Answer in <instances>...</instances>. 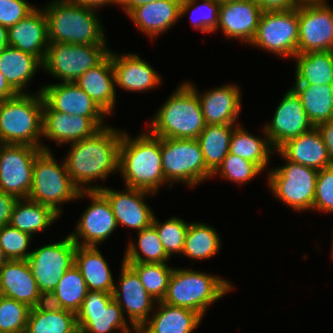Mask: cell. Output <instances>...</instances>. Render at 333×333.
Here are the masks:
<instances>
[{
    "instance_id": "obj_1",
    "label": "cell",
    "mask_w": 333,
    "mask_h": 333,
    "mask_svg": "<svg viewBox=\"0 0 333 333\" xmlns=\"http://www.w3.org/2000/svg\"><path fill=\"white\" fill-rule=\"evenodd\" d=\"M122 137L123 133L104 126L91 137L72 142L65 164L73 183L80 191L84 190L81 187L86 183L97 178L105 180L111 172L119 170Z\"/></svg>"
},
{
    "instance_id": "obj_2",
    "label": "cell",
    "mask_w": 333,
    "mask_h": 333,
    "mask_svg": "<svg viewBox=\"0 0 333 333\" xmlns=\"http://www.w3.org/2000/svg\"><path fill=\"white\" fill-rule=\"evenodd\" d=\"M133 140L123 132L118 169L127 188L154 193L165 182L161 158V138L143 133Z\"/></svg>"
},
{
    "instance_id": "obj_3",
    "label": "cell",
    "mask_w": 333,
    "mask_h": 333,
    "mask_svg": "<svg viewBox=\"0 0 333 333\" xmlns=\"http://www.w3.org/2000/svg\"><path fill=\"white\" fill-rule=\"evenodd\" d=\"M151 124L150 133L160 138L197 139L206 126L197 89L182 83Z\"/></svg>"
},
{
    "instance_id": "obj_4",
    "label": "cell",
    "mask_w": 333,
    "mask_h": 333,
    "mask_svg": "<svg viewBox=\"0 0 333 333\" xmlns=\"http://www.w3.org/2000/svg\"><path fill=\"white\" fill-rule=\"evenodd\" d=\"M93 10L71 0H56L49 4L44 10L49 43L106 44Z\"/></svg>"
},
{
    "instance_id": "obj_5",
    "label": "cell",
    "mask_w": 333,
    "mask_h": 333,
    "mask_svg": "<svg viewBox=\"0 0 333 333\" xmlns=\"http://www.w3.org/2000/svg\"><path fill=\"white\" fill-rule=\"evenodd\" d=\"M36 96L19 93L0 102V144L29 145L49 151L38 143L43 134L44 98L41 91Z\"/></svg>"
},
{
    "instance_id": "obj_6",
    "label": "cell",
    "mask_w": 333,
    "mask_h": 333,
    "mask_svg": "<svg viewBox=\"0 0 333 333\" xmlns=\"http://www.w3.org/2000/svg\"><path fill=\"white\" fill-rule=\"evenodd\" d=\"M232 289L224 279L201 272L174 269L162 302L197 312L203 317L206 308Z\"/></svg>"
},
{
    "instance_id": "obj_7",
    "label": "cell",
    "mask_w": 333,
    "mask_h": 333,
    "mask_svg": "<svg viewBox=\"0 0 333 333\" xmlns=\"http://www.w3.org/2000/svg\"><path fill=\"white\" fill-rule=\"evenodd\" d=\"M86 193L73 183L65 161L59 166L50 151L42 150L35 158L32 186L28 198L52 208L60 215L59 204Z\"/></svg>"
},
{
    "instance_id": "obj_8",
    "label": "cell",
    "mask_w": 333,
    "mask_h": 333,
    "mask_svg": "<svg viewBox=\"0 0 333 333\" xmlns=\"http://www.w3.org/2000/svg\"><path fill=\"white\" fill-rule=\"evenodd\" d=\"M161 158L167 182L176 180L193 186L213 176L197 139L161 138Z\"/></svg>"
},
{
    "instance_id": "obj_9",
    "label": "cell",
    "mask_w": 333,
    "mask_h": 333,
    "mask_svg": "<svg viewBox=\"0 0 333 333\" xmlns=\"http://www.w3.org/2000/svg\"><path fill=\"white\" fill-rule=\"evenodd\" d=\"M105 44L49 43L42 68L64 82H75L110 52Z\"/></svg>"
},
{
    "instance_id": "obj_10",
    "label": "cell",
    "mask_w": 333,
    "mask_h": 333,
    "mask_svg": "<svg viewBox=\"0 0 333 333\" xmlns=\"http://www.w3.org/2000/svg\"><path fill=\"white\" fill-rule=\"evenodd\" d=\"M285 160V165L269 174L272 192L294 210L312 209L318 170Z\"/></svg>"
},
{
    "instance_id": "obj_11",
    "label": "cell",
    "mask_w": 333,
    "mask_h": 333,
    "mask_svg": "<svg viewBox=\"0 0 333 333\" xmlns=\"http://www.w3.org/2000/svg\"><path fill=\"white\" fill-rule=\"evenodd\" d=\"M298 7L286 11L262 12L257 33L250 43L281 57L298 53Z\"/></svg>"
},
{
    "instance_id": "obj_12",
    "label": "cell",
    "mask_w": 333,
    "mask_h": 333,
    "mask_svg": "<svg viewBox=\"0 0 333 333\" xmlns=\"http://www.w3.org/2000/svg\"><path fill=\"white\" fill-rule=\"evenodd\" d=\"M77 244L68 236L63 241L43 246L29 255L27 262L39 291L47 298L64 275L74 265Z\"/></svg>"
},
{
    "instance_id": "obj_13",
    "label": "cell",
    "mask_w": 333,
    "mask_h": 333,
    "mask_svg": "<svg viewBox=\"0 0 333 333\" xmlns=\"http://www.w3.org/2000/svg\"><path fill=\"white\" fill-rule=\"evenodd\" d=\"M43 149L29 145L0 144V191L28 198L36 156Z\"/></svg>"
},
{
    "instance_id": "obj_14",
    "label": "cell",
    "mask_w": 333,
    "mask_h": 333,
    "mask_svg": "<svg viewBox=\"0 0 333 333\" xmlns=\"http://www.w3.org/2000/svg\"><path fill=\"white\" fill-rule=\"evenodd\" d=\"M124 317L113 293L97 290H88L76 313L79 333H110L113 329L130 333Z\"/></svg>"
},
{
    "instance_id": "obj_15",
    "label": "cell",
    "mask_w": 333,
    "mask_h": 333,
    "mask_svg": "<svg viewBox=\"0 0 333 333\" xmlns=\"http://www.w3.org/2000/svg\"><path fill=\"white\" fill-rule=\"evenodd\" d=\"M298 53L333 51V10L324 3L298 6Z\"/></svg>"
},
{
    "instance_id": "obj_16",
    "label": "cell",
    "mask_w": 333,
    "mask_h": 333,
    "mask_svg": "<svg viewBox=\"0 0 333 333\" xmlns=\"http://www.w3.org/2000/svg\"><path fill=\"white\" fill-rule=\"evenodd\" d=\"M315 126L308 118L300 98L291 89L277 107L270 125L264 131L272 145L278 149L285 142L312 130Z\"/></svg>"
},
{
    "instance_id": "obj_17",
    "label": "cell",
    "mask_w": 333,
    "mask_h": 333,
    "mask_svg": "<svg viewBox=\"0 0 333 333\" xmlns=\"http://www.w3.org/2000/svg\"><path fill=\"white\" fill-rule=\"evenodd\" d=\"M86 192L93 202L82 214L77 231L70 237L79 246L96 247L97 244L106 240L118 225L107 198L99 190ZM79 237L85 242L80 243Z\"/></svg>"
},
{
    "instance_id": "obj_18",
    "label": "cell",
    "mask_w": 333,
    "mask_h": 333,
    "mask_svg": "<svg viewBox=\"0 0 333 333\" xmlns=\"http://www.w3.org/2000/svg\"><path fill=\"white\" fill-rule=\"evenodd\" d=\"M119 285L114 287L113 299L120 305L123 315L124 310L127 311L132 328L138 330L148 322V313L156 299L147 292L137 273L124 262Z\"/></svg>"
},
{
    "instance_id": "obj_19",
    "label": "cell",
    "mask_w": 333,
    "mask_h": 333,
    "mask_svg": "<svg viewBox=\"0 0 333 333\" xmlns=\"http://www.w3.org/2000/svg\"><path fill=\"white\" fill-rule=\"evenodd\" d=\"M103 117L69 115L43 105V134L58 144L80 141L91 137L103 127Z\"/></svg>"
},
{
    "instance_id": "obj_20",
    "label": "cell",
    "mask_w": 333,
    "mask_h": 333,
    "mask_svg": "<svg viewBox=\"0 0 333 333\" xmlns=\"http://www.w3.org/2000/svg\"><path fill=\"white\" fill-rule=\"evenodd\" d=\"M126 192H118L103 187L84 188V190H99L110 203L117 225L120 223L140 232L152 224L154 214L143 197L150 192L134 188H126Z\"/></svg>"
},
{
    "instance_id": "obj_21",
    "label": "cell",
    "mask_w": 333,
    "mask_h": 333,
    "mask_svg": "<svg viewBox=\"0 0 333 333\" xmlns=\"http://www.w3.org/2000/svg\"><path fill=\"white\" fill-rule=\"evenodd\" d=\"M0 295L25 303L30 308L46 302L27 260H8L0 268Z\"/></svg>"
},
{
    "instance_id": "obj_22",
    "label": "cell",
    "mask_w": 333,
    "mask_h": 333,
    "mask_svg": "<svg viewBox=\"0 0 333 333\" xmlns=\"http://www.w3.org/2000/svg\"><path fill=\"white\" fill-rule=\"evenodd\" d=\"M262 10L254 0H241L220 4L217 27L229 38H240L249 44L253 41Z\"/></svg>"
},
{
    "instance_id": "obj_23",
    "label": "cell",
    "mask_w": 333,
    "mask_h": 333,
    "mask_svg": "<svg viewBox=\"0 0 333 333\" xmlns=\"http://www.w3.org/2000/svg\"><path fill=\"white\" fill-rule=\"evenodd\" d=\"M8 46L30 53L43 62L49 46L47 18L44 11L41 12L36 8L9 27Z\"/></svg>"
},
{
    "instance_id": "obj_24",
    "label": "cell",
    "mask_w": 333,
    "mask_h": 333,
    "mask_svg": "<svg viewBox=\"0 0 333 333\" xmlns=\"http://www.w3.org/2000/svg\"><path fill=\"white\" fill-rule=\"evenodd\" d=\"M40 91L44 101L55 111L85 117L106 116L75 82L47 85Z\"/></svg>"
},
{
    "instance_id": "obj_25",
    "label": "cell",
    "mask_w": 333,
    "mask_h": 333,
    "mask_svg": "<svg viewBox=\"0 0 333 333\" xmlns=\"http://www.w3.org/2000/svg\"><path fill=\"white\" fill-rule=\"evenodd\" d=\"M277 151L283 158L318 171L333 165L317 127L288 140Z\"/></svg>"
},
{
    "instance_id": "obj_26",
    "label": "cell",
    "mask_w": 333,
    "mask_h": 333,
    "mask_svg": "<svg viewBox=\"0 0 333 333\" xmlns=\"http://www.w3.org/2000/svg\"><path fill=\"white\" fill-rule=\"evenodd\" d=\"M75 83L106 115L110 114L116 99L111 52L98 65L83 73Z\"/></svg>"
},
{
    "instance_id": "obj_27",
    "label": "cell",
    "mask_w": 333,
    "mask_h": 333,
    "mask_svg": "<svg viewBox=\"0 0 333 333\" xmlns=\"http://www.w3.org/2000/svg\"><path fill=\"white\" fill-rule=\"evenodd\" d=\"M197 95L206 125H234L240 112L241 94L239 87L225 85L208 91L203 96L198 93Z\"/></svg>"
},
{
    "instance_id": "obj_28",
    "label": "cell",
    "mask_w": 333,
    "mask_h": 333,
    "mask_svg": "<svg viewBox=\"0 0 333 333\" xmlns=\"http://www.w3.org/2000/svg\"><path fill=\"white\" fill-rule=\"evenodd\" d=\"M111 59L116 85L128 91H146L161 82L153 67L137 55L131 53L118 56L111 53Z\"/></svg>"
},
{
    "instance_id": "obj_29",
    "label": "cell",
    "mask_w": 333,
    "mask_h": 333,
    "mask_svg": "<svg viewBox=\"0 0 333 333\" xmlns=\"http://www.w3.org/2000/svg\"><path fill=\"white\" fill-rule=\"evenodd\" d=\"M181 1H151L133 9L128 15L142 32L152 38L169 29L180 18Z\"/></svg>"
},
{
    "instance_id": "obj_30",
    "label": "cell",
    "mask_w": 333,
    "mask_h": 333,
    "mask_svg": "<svg viewBox=\"0 0 333 333\" xmlns=\"http://www.w3.org/2000/svg\"><path fill=\"white\" fill-rule=\"evenodd\" d=\"M159 311L149 322L144 323L137 333H191L200 323L202 317L195 311L156 302Z\"/></svg>"
},
{
    "instance_id": "obj_31",
    "label": "cell",
    "mask_w": 333,
    "mask_h": 333,
    "mask_svg": "<svg viewBox=\"0 0 333 333\" xmlns=\"http://www.w3.org/2000/svg\"><path fill=\"white\" fill-rule=\"evenodd\" d=\"M74 264L83 276L88 290L113 293L116 285L108 264L97 247L77 245Z\"/></svg>"
},
{
    "instance_id": "obj_32",
    "label": "cell",
    "mask_w": 333,
    "mask_h": 333,
    "mask_svg": "<svg viewBox=\"0 0 333 333\" xmlns=\"http://www.w3.org/2000/svg\"><path fill=\"white\" fill-rule=\"evenodd\" d=\"M25 333H79L76 313L45 302L31 308Z\"/></svg>"
},
{
    "instance_id": "obj_33",
    "label": "cell",
    "mask_w": 333,
    "mask_h": 333,
    "mask_svg": "<svg viewBox=\"0 0 333 333\" xmlns=\"http://www.w3.org/2000/svg\"><path fill=\"white\" fill-rule=\"evenodd\" d=\"M40 66L42 62L36 56L12 46L0 53V72L18 93H23L24 86Z\"/></svg>"
},
{
    "instance_id": "obj_34",
    "label": "cell",
    "mask_w": 333,
    "mask_h": 333,
    "mask_svg": "<svg viewBox=\"0 0 333 333\" xmlns=\"http://www.w3.org/2000/svg\"><path fill=\"white\" fill-rule=\"evenodd\" d=\"M296 84L326 85L333 80V51L297 53Z\"/></svg>"
},
{
    "instance_id": "obj_35",
    "label": "cell",
    "mask_w": 333,
    "mask_h": 333,
    "mask_svg": "<svg viewBox=\"0 0 333 333\" xmlns=\"http://www.w3.org/2000/svg\"><path fill=\"white\" fill-rule=\"evenodd\" d=\"M292 90L300 98L308 118L315 127L333 120V96L330 84H295Z\"/></svg>"
},
{
    "instance_id": "obj_36",
    "label": "cell",
    "mask_w": 333,
    "mask_h": 333,
    "mask_svg": "<svg viewBox=\"0 0 333 333\" xmlns=\"http://www.w3.org/2000/svg\"><path fill=\"white\" fill-rule=\"evenodd\" d=\"M58 216L52 208L29 198L23 201L22 198L15 203L9 224L32 236L49 226Z\"/></svg>"
},
{
    "instance_id": "obj_37",
    "label": "cell",
    "mask_w": 333,
    "mask_h": 333,
    "mask_svg": "<svg viewBox=\"0 0 333 333\" xmlns=\"http://www.w3.org/2000/svg\"><path fill=\"white\" fill-rule=\"evenodd\" d=\"M87 292L86 282L74 264L64 273L56 288L46 298V302L54 307L77 313Z\"/></svg>"
},
{
    "instance_id": "obj_38",
    "label": "cell",
    "mask_w": 333,
    "mask_h": 333,
    "mask_svg": "<svg viewBox=\"0 0 333 333\" xmlns=\"http://www.w3.org/2000/svg\"><path fill=\"white\" fill-rule=\"evenodd\" d=\"M233 126L207 124L197 138L206 167L212 173L217 170L229 153L230 141L234 130Z\"/></svg>"
},
{
    "instance_id": "obj_39",
    "label": "cell",
    "mask_w": 333,
    "mask_h": 333,
    "mask_svg": "<svg viewBox=\"0 0 333 333\" xmlns=\"http://www.w3.org/2000/svg\"><path fill=\"white\" fill-rule=\"evenodd\" d=\"M271 146L268 137L263 140L259 139L237 125L232 132L229 153L254 162L264 170L269 163Z\"/></svg>"
},
{
    "instance_id": "obj_40",
    "label": "cell",
    "mask_w": 333,
    "mask_h": 333,
    "mask_svg": "<svg viewBox=\"0 0 333 333\" xmlns=\"http://www.w3.org/2000/svg\"><path fill=\"white\" fill-rule=\"evenodd\" d=\"M220 249V239L213 228L203 223L189 224L182 254L195 259L213 257Z\"/></svg>"
},
{
    "instance_id": "obj_41",
    "label": "cell",
    "mask_w": 333,
    "mask_h": 333,
    "mask_svg": "<svg viewBox=\"0 0 333 333\" xmlns=\"http://www.w3.org/2000/svg\"><path fill=\"white\" fill-rule=\"evenodd\" d=\"M138 247L144 257L140 255L137 245L130 243L124 256V263H165L169 259L164 251L156 228L151 224L138 232Z\"/></svg>"
},
{
    "instance_id": "obj_42",
    "label": "cell",
    "mask_w": 333,
    "mask_h": 333,
    "mask_svg": "<svg viewBox=\"0 0 333 333\" xmlns=\"http://www.w3.org/2000/svg\"><path fill=\"white\" fill-rule=\"evenodd\" d=\"M139 276L147 292L156 301H162L167 292L170 277L174 268L165 263H126Z\"/></svg>"
},
{
    "instance_id": "obj_43",
    "label": "cell",
    "mask_w": 333,
    "mask_h": 333,
    "mask_svg": "<svg viewBox=\"0 0 333 333\" xmlns=\"http://www.w3.org/2000/svg\"><path fill=\"white\" fill-rule=\"evenodd\" d=\"M30 310L25 303L0 295V332L25 333Z\"/></svg>"
},
{
    "instance_id": "obj_44",
    "label": "cell",
    "mask_w": 333,
    "mask_h": 333,
    "mask_svg": "<svg viewBox=\"0 0 333 333\" xmlns=\"http://www.w3.org/2000/svg\"><path fill=\"white\" fill-rule=\"evenodd\" d=\"M153 217L152 225L156 228L164 251L170 258L173 253H182L185 243V234L189 224L179 218H170L163 224Z\"/></svg>"
},
{
    "instance_id": "obj_45",
    "label": "cell",
    "mask_w": 333,
    "mask_h": 333,
    "mask_svg": "<svg viewBox=\"0 0 333 333\" xmlns=\"http://www.w3.org/2000/svg\"><path fill=\"white\" fill-rule=\"evenodd\" d=\"M31 235L10 224L0 227V247L8 260H27L31 252H26Z\"/></svg>"
},
{
    "instance_id": "obj_46",
    "label": "cell",
    "mask_w": 333,
    "mask_h": 333,
    "mask_svg": "<svg viewBox=\"0 0 333 333\" xmlns=\"http://www.w3.org/2000/svg\"><path fill=\"white\" fill-rule=\"evenodd\" d=\"M261 171L262 169L256 163L228 153L213 175L218 172L224 179L227 178L243 184L257 176Z\"/></svg>"
},
{
    "instance_id": "obj_47",
    "label": "cell",
    "mask_w": 333,
    "mask_h": 333,
    "mask_svg": "<svg viewBox=\"0 0 333 333\" xmlns=\"http://www.w3.org/2000/svg\"><path fill=\"white\" fill-rule=\"evenodd\" d=\"M195 2L196 0H182L180 7V17L186 14L188 10H191L190 8L192 7V16L196 10L201 12V7H204L208 11L207 14L206 12L202 14L200 13L201 17H198L197 21H193V25L205 33L213 32L217 28L220 4L216 0H203L201 5L196 6L194 5Z\"/></svg>"
},
{
    "instance_id": "obj_48",
    "label": "cell",
    "mask_w": 333,
    "mask_h": 333,
    "mask_svg": "<svg viewBox=\"0 0 333 333\" xmlns=\"http://www.w3.org/2000/svg\"><path fill=\"white\" fill-rule=\"evenodd\" d=\"M313 209L333 212V165L318 171Z\"/></svg>"
},
{
    "instance_id": "obj_49",
    "label": "cell",
    "mask_w": 333,
    "mask_h": 333,
    "mask_svg": "<svg viewBox=\"0 0 333 333\" xmlns=\"http://www.w3.org/2000/svg\"><path fill=\"white\" fill-rule=\"evenodd\" d=\"M34 9L35 7L25 0H0V24L9 28L25 18Z\"/></svg>"
},
{
    "instance_id": "obj_50",
    "label": "cell",
    "mask_w": 333,
    "mask_h": 333,
    "mask_svg": "<svg viewBox=\"0 0 333 333\" xmlns=\"http://www.w3.org/2000/svg\"><path fill=\"white\" fill-rule=\"evenodd\" d=\"M17 200V197L0 191V227L9 224Z\"/></svg>"
},
{
    "instance_id": "obj_51",
    "label": "cell",
    "mask_w": 333,
    "mask_h": 333,
    "mask_svg": "<svg viewBox=\"0 0 333 333\" xmlns=\"http://www.w3.org/2000/svg\"><path fill=\"white\" fill-rule=\"evenodd\" d=\"M262 12L267 11H286L297 8L300 4L296 0H254Z\"/></svg>"
},
{
    "instance_id": "obj_52",
    "label": "cell",
    "mask_w": 333,
    "mask_h": 333,
    "mask_svg": "<svg viewBox=\"0 0 333 333\" xmlns=\"http://www.w3.org/2000/svg\"><path fill=\"white\" fill-rule=\"evenodd\" d=\"M316 127L322 135L329 157L333 164V120L320 123Z\"/></svg>"
},
{
    "instance_id": "obj_53",
    "label": "cell",
    "mask_w": 333,
    "mask_h": 333,
    "mask_svg": "<svg viewBox=\"0 0 333 333\" xmlns=\"http://www.w3.org/2000/svg\"><path fill=\"white\" fill-rule=\"evenodd\" d=\"M19 93L8 83L0 72V102L13 98Z\"/></svg>"
},
{
    "instance_id": "obj_54",
    "label": "cell",
    "mask_w": 333,
    "mask_h": 333,
    "mask_svg": "<svg viewBox=\"0 0 333 333\" xmlns=\"http://www.w3.org/2000/svg\"><path fill=\"white\" fill-rule=\"evenodd\" d=\"M72 2L79 4L81 6L87 7L89 9H94L102 5L111 4V3H117L118 0H71ZM94 7V8H93Z\"/></svg>"
},
{
    "instance_id": "obj_55",
    "label": "cell",
    "mask_w": 333,
    "mask_h": 333,
    "mask_svg": "<svg viewBox=\"0 0 333 333\" xmlns=\"http://www.w3.org/2000/svg\"><path fill=\"white\" fill-rule=\"evenodd\" d=\"M151 1H160V0H118V4L124 7V10L129 14L133 9L138 6L148 4Z\"/></svg>"
},
{
    "instance_id": "obj_56",
    "label": "cell",
    "mask_w": 333,
    "mask_h": 333,
    "mask_svg": "<svg viewBox=\"0 0 333 333\" xmlns=\"http://www.w3.org/2000/svg\"><path fill=\"white\" fill-rule=\"evenodd\" d=\"M8 46V28L0 24V53Z\"/></svg>"
},
{
    "instance_id": "obj_57",
    "label": "cell",
    "mask_w": 333,
    "mask_h": 333,
    "mask_svg": "<svg viewBox=\"0 0 333 333\" xmlns=\"http://www.w3.org/2000/svg\"><path fill=\"white\" fill-rule=\"evenodd\" d=\"M299 4L324 3L325 0H296Z\"/></svg>"
},
{
    "instance_id": "obj_58",
    "label": "cell",
    "mask_w": 333,
    "mask_h": 333,
    "mask_svg": "<svg viewBox=\"0 0 333 333\" xmlns=\"http://www.w3.org/2000/svg\"><path fill=\"white\" fill-rule=\"evenodd\" d=\"M8 261L5 257L2 248L0 247V268Z\"/></svg>"
},
{
    "instance_id": "obj_59",
    "label": "cell",
    "mask_w": 333,
    "mask_h": 333,
    "mask_svg": "<svg viewBox=\"0 0 333 333\" xmlns=\"http://www.w3.org/2000/svg\"><path fill=\"white\" fill-rule=\"evenodd\" d=\"M219 4H227V3H232L236 1H241V0H216Z\"/></svg>"
},
{
    "instance_id": "obj_60",
    "label": "cell",
    "mask_w": 333,
    "mask_h": 333,
    "mask_svg": "<svg viewBox=\"0 0 333 333\" xmlns=\"http://www.w3.org/2000/svg\"><path fill=\"white\" fill-rule=\"evenodd\" d=\"M330 87H331V90H332V96H333V80H332V82H331V84H330Z\"/></svg>"
}]
</instances>
